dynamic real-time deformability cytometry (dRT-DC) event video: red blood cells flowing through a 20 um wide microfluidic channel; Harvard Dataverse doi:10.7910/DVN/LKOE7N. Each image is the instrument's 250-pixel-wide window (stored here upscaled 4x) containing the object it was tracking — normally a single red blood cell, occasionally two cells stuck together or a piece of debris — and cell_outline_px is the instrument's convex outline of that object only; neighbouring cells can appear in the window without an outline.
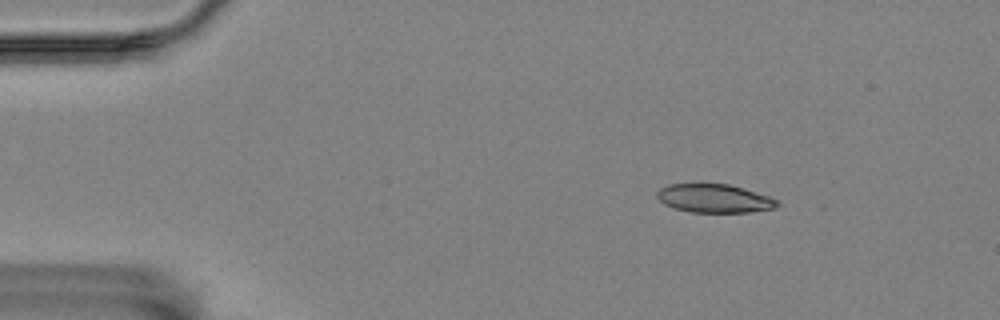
{"species": "Egyptian fruit bat (a non-hibernating species)", "species_latin": "Rousettus aegyptiacus", "temperature_condition": "room temperature", "stored_images_in_passage": 50, "camera_frame_rate_fps": 3000, "um_per_image_px": 0.085, "animal": {"sex": "female"}, "frame": {"image": 1, "passage_image": 2, "time_ms": 0.333, "image_size_px": [1000, 320], "cell_outline_px": [[780, 204], [776, 208], [748, 212], [692, 212], [676, 208], [664, 204], [656, 196], [656, 192], [660, 188], [668, 184], [728, 184], [768, 196], [780, 200]], "centroid_in_image_um": [60.73, 16.86], "position_along_channel_um": 24.3, "area_um2": 19.83}}
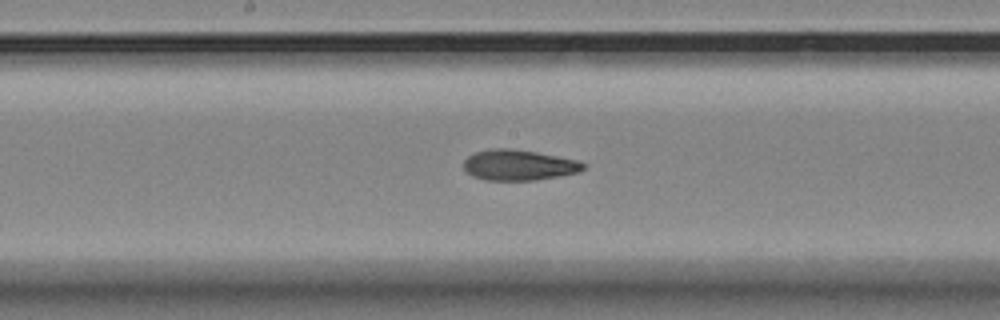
{"frame": {"image": 2, "passage_image": 23, "time_ms": 7.333, "image_size_px": [1000, 320], "cell_outline_px": [[588, 164], [580, 172], [532, 180], [484, 180], [472, 176], [464, 172], [464, 160], [468, 156], [476, 152], [492, 148], [508, 148], [536, 152], [576, 160]], "centroid_in_image_um": [44.06, 14.03], "position_along_channel_um": 204.1, "area_um2": 21.27}}
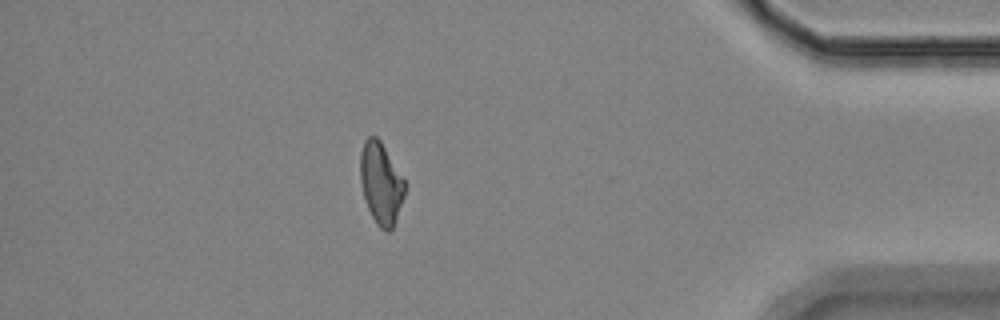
{"frame": {"image": 3, "passage_image": 43, "time_ms": 14.0, "image_size_px": [1000, 320], "cell_outline_px": [[404, 196], [392, 228], [388, 232], [384, 232], [376, 224], [368, 208], [364, 196], [360, 180], [360, 152], [364, 140], [368, 136], [376, 136], [380, 140], [404, 180]], "centroid_in_image_um": [32.35, 15.57], "position_along_channel_um": 402.8, "area_um2": 20.87}, "authors_computed_cell_mechanics": {"area_um2": 21.5594, "velocity_mm_per_s": 3.5719, "shape_relaxation_time_tau1_ms": 8.6192, "shape_relaxation_time_tau2_ms": 2.8842, "deformation_change_tau1": 0.1894, "deformation_change_tau2": 0.0908}}